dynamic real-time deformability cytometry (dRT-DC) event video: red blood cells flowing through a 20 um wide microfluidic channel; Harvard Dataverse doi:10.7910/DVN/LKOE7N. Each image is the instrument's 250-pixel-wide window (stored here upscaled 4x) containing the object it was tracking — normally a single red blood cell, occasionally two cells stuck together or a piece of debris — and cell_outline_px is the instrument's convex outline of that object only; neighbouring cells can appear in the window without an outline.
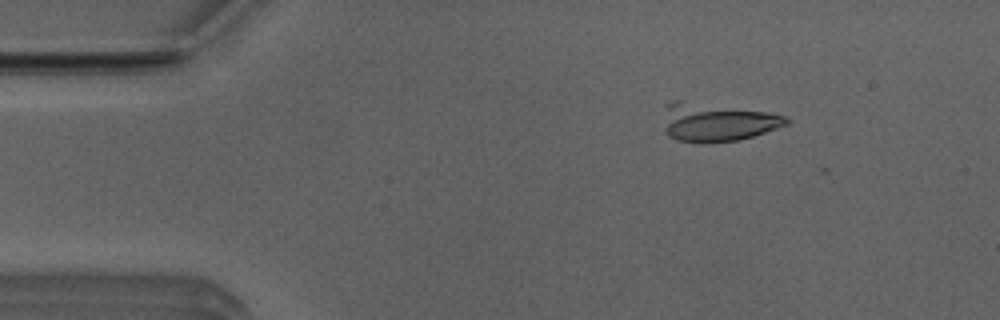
{"species": "Egyptian fruit bat (a non-hibernating species)", "species_latin": "Rousettus aegyptiacus", "temperature_condition": "room temperature", "stored_images_in_passage": 8, "camera_frame_rate_fps": 3000, "um_per_image_px": 0.085, "animal": {"sex": "male"}, "frame": {"image": 1, "passage_image": 5, "time_ms": 1.333, "image_size_px": [1000, 320], "cell_outline_px": [[788, 124], [752, 136], [736, 140], [676, 140], [668, 136], [664, 128], [664, 104], [672, 100], [676, 100], [768, 112], [788, 116]], "centroid_in_image_um": [60.9, 10.34], "position_along_channel_um": 24.1, "area_um2": 26.53}}